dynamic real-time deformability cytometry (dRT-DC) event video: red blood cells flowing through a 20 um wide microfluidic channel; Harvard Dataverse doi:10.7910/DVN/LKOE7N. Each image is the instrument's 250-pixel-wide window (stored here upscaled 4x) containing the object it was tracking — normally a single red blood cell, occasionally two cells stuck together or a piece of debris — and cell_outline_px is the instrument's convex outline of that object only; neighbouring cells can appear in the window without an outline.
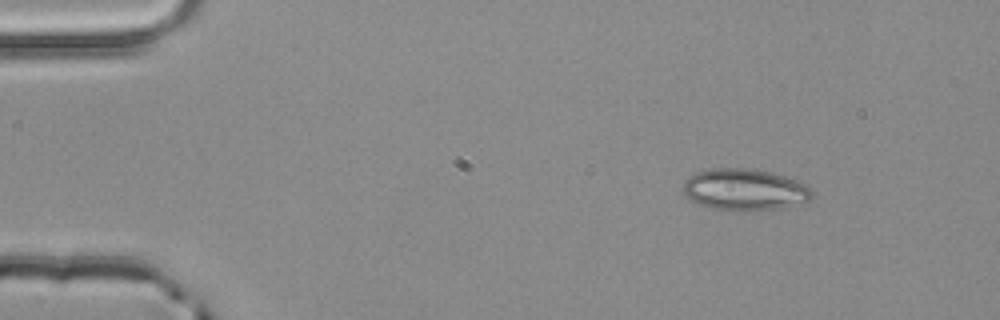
{"species": "common noctule bat (a hibernating species)", "species_latin": "Nyctalus noctula", "temperature_condition": "room temperature", "stored_images_in_passage": 3, "camera_frame_rate_fps": 3000, "um_per_image_px": 0.085, "animal": {"sex": "male", "body_mass_g": 20.4}, "frame": {"image": 1, "passage_image": 1, "time_ms": 0.0, "image_size_px": [1000, 320], "cell_outline_px": [[812, 196], [808, 200], [780, 208], [712, 208], [700, 204], [692, 200], [684, 192], [684, 180], [688, 176], [696, 172], [712, 168], [748, 168], [768, 172], [784, 176], [808, 184], [812, 192]], "centroid_in_image_um": [63.28, 16.06], "position_along_channel_um": 21.7, "area_um2": 30.17}}